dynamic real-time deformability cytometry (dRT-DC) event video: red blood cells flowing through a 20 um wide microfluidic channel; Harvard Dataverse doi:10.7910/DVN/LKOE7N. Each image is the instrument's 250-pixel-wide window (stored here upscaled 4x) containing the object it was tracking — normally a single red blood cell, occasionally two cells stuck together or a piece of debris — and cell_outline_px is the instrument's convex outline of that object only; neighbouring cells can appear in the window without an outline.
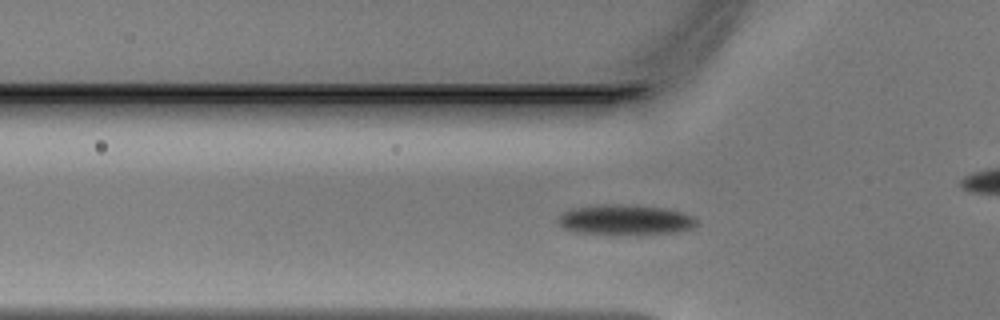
{"species": "Egyptian fruit bat (a non-hibernating species)", "species_latin": "Rousettus aegyptiacus", "temperature_condition": "warm", "stored_images_in_passage": 35, "camera_frame_rate_fps": 3000, "um_per_image_px": 0.085, "animal": {"sex": "male"}, "frame": {"image": 1, "passage_image": 2, "time_ms": 0.333, "image_size_px": [1000, 320], "cell_outline_px": [[696, 224], [692, 228], [676, 232], [576, 232], [564, 228], [556, 220], [556, 216], [564, 212], [576, 208], [604, 204], [620, 204], [664, 208], [684, 212], [692, 216], [696, 220]], "centroid_in_image_um": [53.13, 18.64], "position_along_channel_um": 72.7, "area_um2": 23.29}}
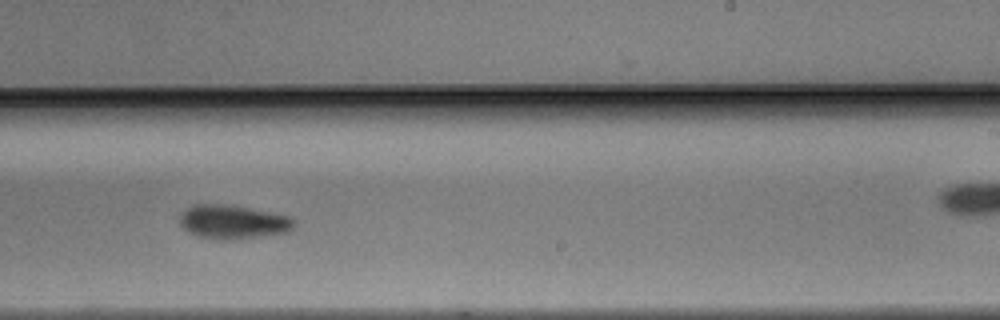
{"frame": {"image": 2, "passage_image": 16, "time_ms": 5.0, "image_size_px": [1000, 320], "cell_outline_px": [[296, 224], [288, 232], [224, 240], [200, 236], [184, 228], [180, 224], [180, 216], [188, 208], [196, 204], [224, 204], [248, 208], [292, 216], [296, 220]], "centroid_in_image_um": [19.86, 18.85], "position_along_channel_um": 269.1, "area_um2": 22.08}}
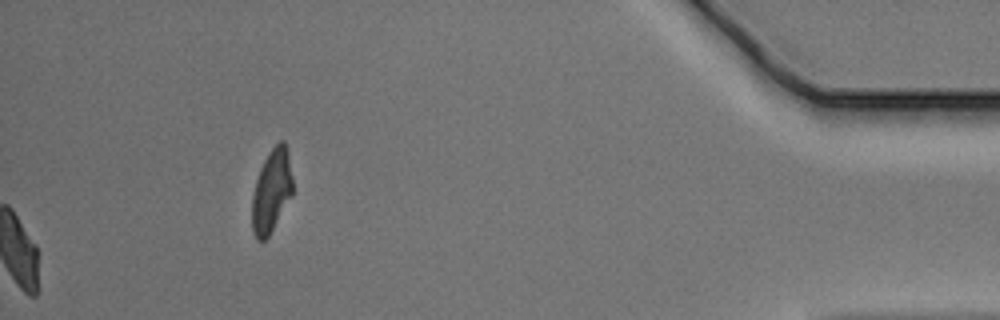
{"frame": {"image": 3, "passage_image": 35, "time_ms": 11.333, "image_size_px": [1000, 320], "cell_outline_px": [[292, 196], [268, 236], [264, 240], [256, 240], [252, 232], [252, 196], [256, 180], [260, 168], [264, 160], [272, 148], [280, 140], [284, 140], [288, 148], [292, 180]], "centroid_in_image_um": [23.08, 16.22], "position_along_channel_um": 412.1, "area_um2": 19.65}}